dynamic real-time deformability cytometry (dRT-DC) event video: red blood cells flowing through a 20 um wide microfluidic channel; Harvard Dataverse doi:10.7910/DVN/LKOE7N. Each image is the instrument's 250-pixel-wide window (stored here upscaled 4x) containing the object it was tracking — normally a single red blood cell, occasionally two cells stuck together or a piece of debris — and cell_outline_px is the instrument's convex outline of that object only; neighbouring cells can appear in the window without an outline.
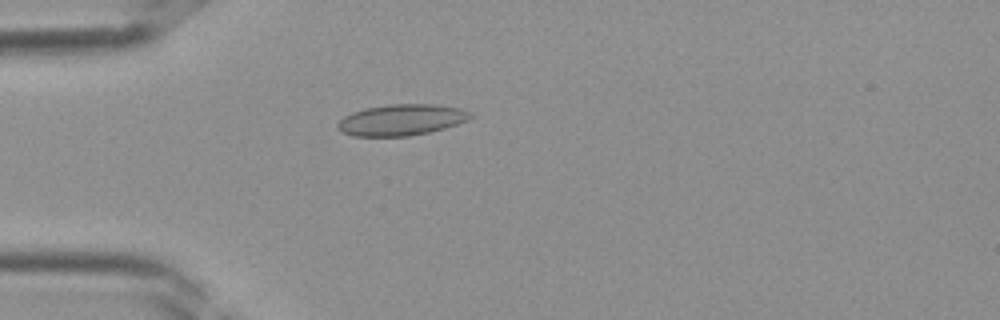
{"species": "Egyptian fruit bat (a non-hibernating species)", "species_latin": "Rousettus aegyptiacus", "temperature_condition": "room temperature", "stored_images_in_passage": 39, "camera_frame_rate_fps": 3000, "um_per_image_px": 0.085, "frame": {"image": 1, "passage_image": 11, "time_ms": 3.333, "image_size_px": [1000, 320], "cell_outline_px": [[476, 116], [468, 120], [444, 128], [428, 132], [408, 136], [352, 136], [336, 128], [336, 124], [344, 116], [352, 112], [364, 108], [388, 104], [432, 104], [460, 108], [472, 112]], "centroid_in_image_um": [34.13, 10.18], "position_along_channel_um": 50.9, "area_um2": 24.22}}
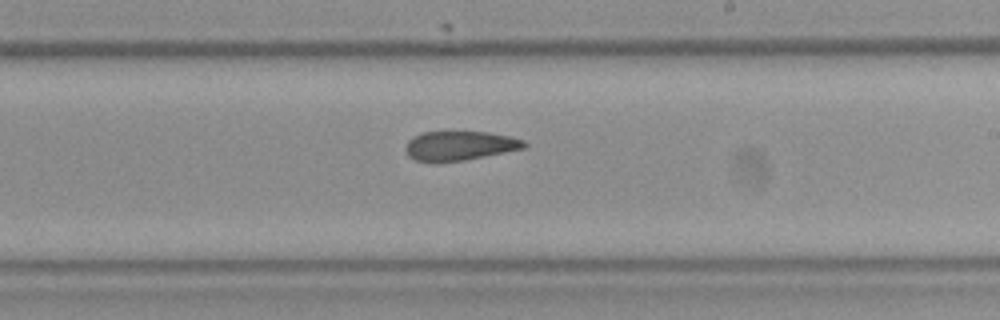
{"frame": {"image": 2, "passage_image": 23, "time_ms": 7.333, "image_size_px": [1000, 320], "cell_outline_px": [[528, 144], [524, 148], [464, 160], [436, 164], [416, 160], [408, 156], [404, 148], [408, 140], [412, 136], [420, 132], [488, 132], [512, 136], [524, 140]], "centroid_in_image_um": [39.02, 12.4], "position_along_channel_um": 250.0, "area_um2": 20.63}}
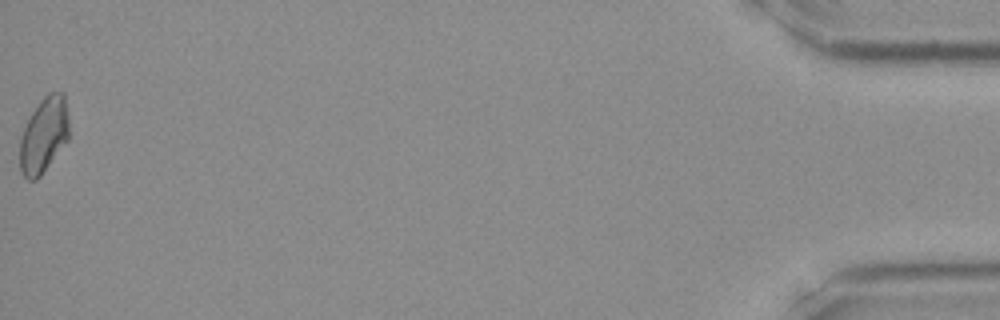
{"frame": {"image": 3, "passage_image": 39, "time_ms": 12.667, "image_size_px": [1000, 320], "cell_outline_px": [[68, 140], [40, 176], [36, 180], [28, 180], [20, 172], [20, 136], [32, 112], [40, 100], [48, 92], [64, 92], [68, 116]], "centroid_in_image_um": [3.72, 11.48], "position_along_channel_um": 431.5, "area_um2": 21.62}}